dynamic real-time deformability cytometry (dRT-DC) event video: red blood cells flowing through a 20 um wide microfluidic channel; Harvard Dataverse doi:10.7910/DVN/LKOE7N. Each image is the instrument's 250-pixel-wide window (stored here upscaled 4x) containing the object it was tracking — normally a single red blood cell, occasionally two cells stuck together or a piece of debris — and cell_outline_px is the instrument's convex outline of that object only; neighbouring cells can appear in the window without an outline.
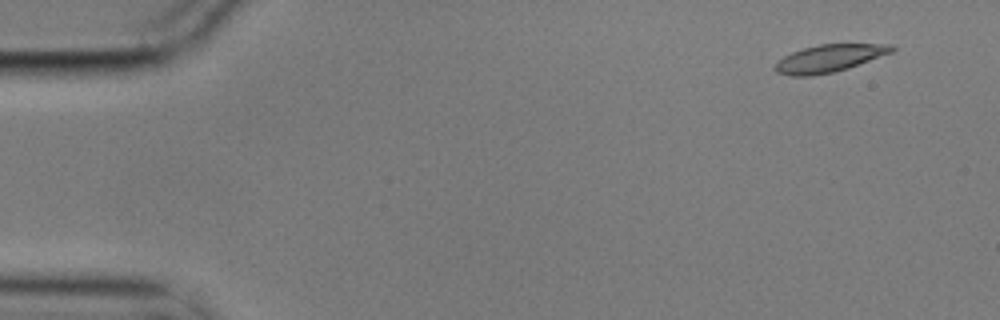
{"species": "common noctule bat (a hibernating species)", "species_latin": "Nyctalus noctula", "temperature_condition": "cold", "stored_images_in_passage": 10, "camera_frame_rate_fps": 3000, "um_per_image_px": 0.085, "animal": {"sex": "male", "body_mass_g": 17.9}, "frame": {"image": 1, "passage_image": 2, "time_ms": 0.333, "image_size_px": [1000, 320], "cell_outline_px": [[896, 48], [892, 52], [848, 68], [832, 72], [812, 76], [792, 76], [776, 72], [772, 68], [784, 56], [792, 52], [804, 48], [820, 44], [892, 44]], "centroid_in_image_um": [70.48, 4.96], "position_along_channel_um": 14.5, "area_um2": 18.5}}
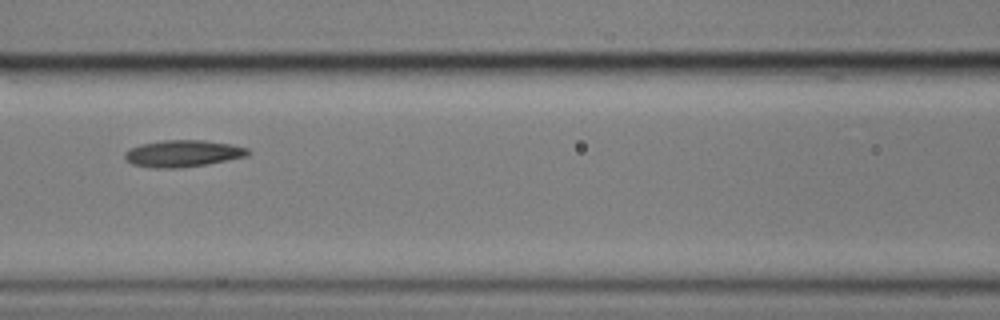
{"frame": {"image": 2, "passage_image": 7, "time_ms": 2.0, "image_size_px": [1000, 320], "cell_outline_px": [[252, 152], [248, 156], [208, 164], [180, 168], [148, 168], [132, 164], [124, 160], [124, 152], [140, 144], [164, 140], [204, 140], [232, 144], [248, 148]], "centroid_in_image_um": [15.55, 13.05], "position_along_channel_um": 151.0, "area_um2": 19.54}}
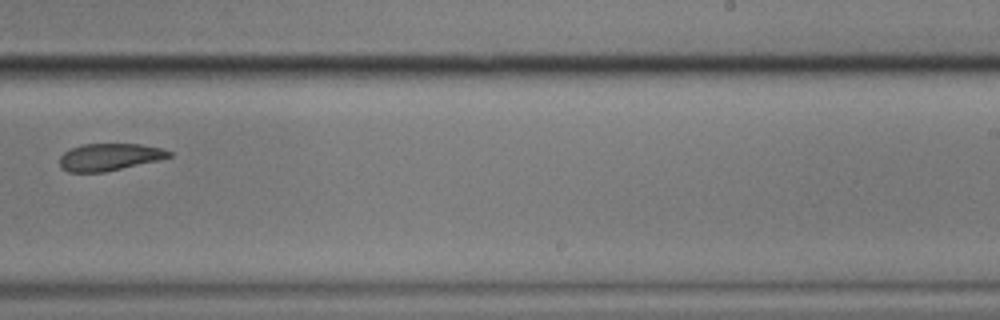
{"frame": {"image": 3, "passage_image": 10, "time_ms": 3.0, "image_size_px": [1000, 320], "cell_outline_px": [[172, 156], [156, 160], [104, 172], [68, 172], [60, 168], [60, 156], [64, 152], [80, 144], [140, 144], [160, 148], [172, 152]], "centroid_in_image_um": [9.25, 13.34], "position_along_channel_um": 279.8, "area_um2": 17.11}}